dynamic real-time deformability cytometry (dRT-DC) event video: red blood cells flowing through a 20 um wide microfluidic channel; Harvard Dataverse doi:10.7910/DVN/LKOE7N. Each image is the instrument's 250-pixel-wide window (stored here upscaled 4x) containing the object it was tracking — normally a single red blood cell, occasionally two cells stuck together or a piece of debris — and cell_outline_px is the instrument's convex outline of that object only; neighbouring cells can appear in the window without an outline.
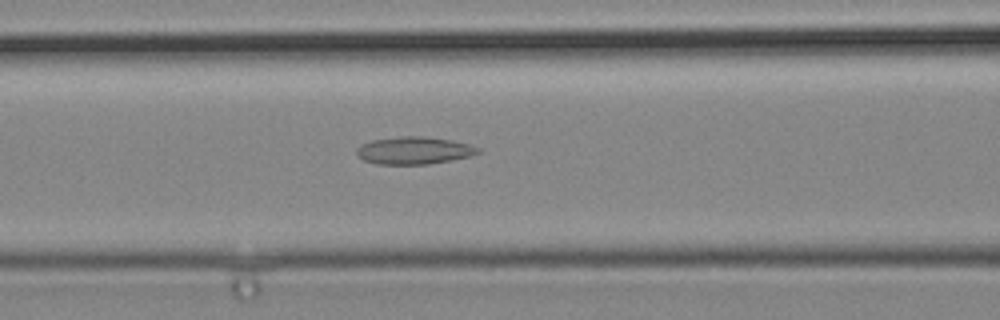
{"species": "common noctule bat (a hibernating species)", "species_latin": "Nyctalus noctula", "temperature_condition": "cold", "stored_images_in_passage": 23, "segment_of_instrument_passage": [1, 2], "camera_frame_rate_fps": 3000, "um_per_image_px": 0.085, "animal": {"sex": "male", "body_mass_g": 19.2, "forearm_length_mm": 51.8}, "frame": {"image": 1, "passage_image": 6, "time_ms": 1.667, "image_size_px": [1000, 320], "cell_outline_px": [[480, 152], [472, 156], [452, 160], [428, 164], [380, 164], [364, 160], [356, 152], [356, 148], [360, 144], [372, 140], [400, 136], [424, 136], [452, 140], [468, 144], [480, 148]], "centroid_in_image_um": [35.21, 12.78], "position_along_channel_um": 131.4, "area_um2": 19.42}}
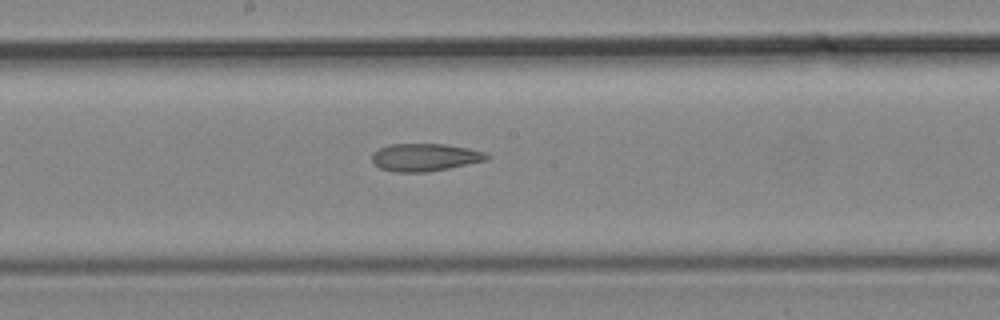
{"frame": {"image": 2, "passage_image": 11, "time_ms": 3.333, "image_size_px": [1000, 320], "cell_outline_px": [[492, 156], [484, 160], [448, 168], [424, 172], [396, 172], [380, 168], [372, 160], [372, 152], [388, 144], [444, 144], [468, 148], [484, 152]], "centroid_in_image_um": [36.09, 13.36], "position_along_channel_um": 212.1, "area_um2": 18.26}}
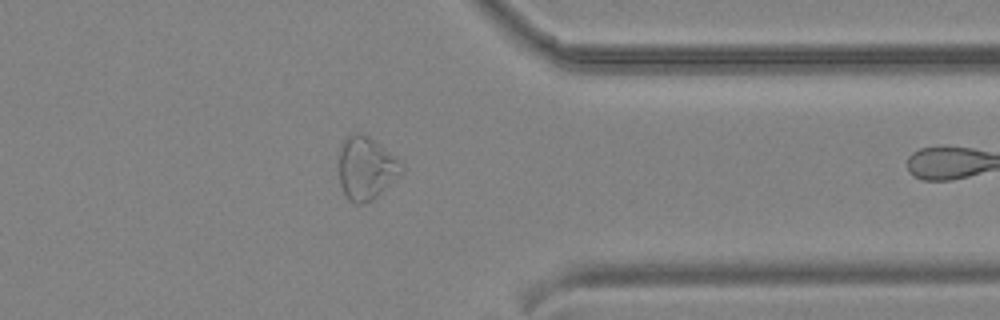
{"frame": {"image": 3, "passage_image": 22, "time_ms": 7.0, "image_size_px": [1000, 320], "cell_outline_px": [[404, 168], [372, 200], [364, 204], [356, 204], [348, 200], [340, 184], [340, 144], [344, 136], [356, 132], [360, 132], [368, 136], [400, 160]], "centroid_in_image_um": [31.07, 14.26], "position_along_channel_um": 380.3, "area_um2": 22.6}}